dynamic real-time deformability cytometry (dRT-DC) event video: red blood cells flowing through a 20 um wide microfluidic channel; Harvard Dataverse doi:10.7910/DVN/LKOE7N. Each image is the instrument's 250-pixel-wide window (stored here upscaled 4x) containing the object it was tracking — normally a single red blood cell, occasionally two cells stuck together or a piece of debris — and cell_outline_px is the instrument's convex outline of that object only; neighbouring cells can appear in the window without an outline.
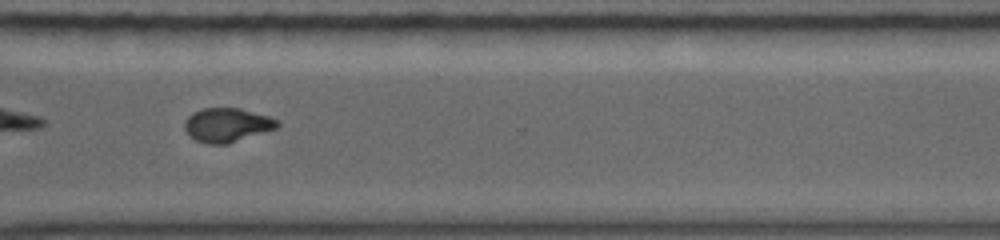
{"species": "common noctule bat (a hibernating species)", "species_latin": "Nyctalus noctula", "temperature_condition": "warm", "stored_images_in_passage": 51, "camera_frame_rate_fps": 5000, "um_per_image_px": 0.085, "animal": {"sex": "female", "body_mass_g": 19.0, "forearm_length_mm": 56.7}, "frame": {"image": 1, "passage_image": 36, "time_ms": 8.4, "image_size_px": [1000, 240], "cell_outline_px": [[280, 124], [276, 128], [228, 144], [208, 144], [196, 140], [188, 136], [184, 128], [184, 124], [188, 116], [192, 112], [204, 108], [240, 108], [268, 116], [280, 120]], "centroid_in_image_um": [19.28, 10.62], "position_along_channel_um": 351.3, "area_um2": 18.44}, "authors_computed_cell_mechanics": {"area_um2": 19.3052, "velocity_mm_per_s": 4.1201, "shape_relaxation_time_tau1_ms": null, "shape_relaxation_time_tau2_ms": 2.3612, "deformation_change_tau1": null, "deformation_change_tau2": 0.0692}}